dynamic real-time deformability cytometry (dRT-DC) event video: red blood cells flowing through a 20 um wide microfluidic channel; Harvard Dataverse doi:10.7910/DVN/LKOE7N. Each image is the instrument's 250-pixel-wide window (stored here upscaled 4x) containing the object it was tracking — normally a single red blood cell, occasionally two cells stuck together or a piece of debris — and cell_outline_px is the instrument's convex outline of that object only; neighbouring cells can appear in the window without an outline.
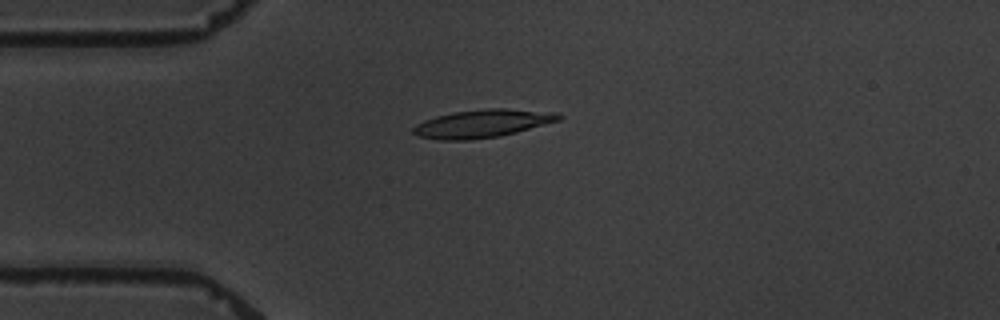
{"species": "common noctule bat (a hibernating species)", "species_latin": "Nyctalus noctula", "temperature_condition": "warm", "stored_images_in_passage": 11, "camera_frame_rate_fps": 3000, "um_per_image_px": 0.085, "animal": {"sex": "male", "body_mass_g": 19.5, "forearm_length_mm": 54.6}, "frame": {"image": 1, "passage_image": 4, "time_ms": 4.333, "image_size_px": [1000, 320], "cell_outline_px": [[564, 116], [560, 120], [516, 132], [500, 136], [468, 140], [440, 140], [420, 136], [412, 132], [412, 128], [416, 124], [424, 120], [436, 116], [452, 112], [488, 108], [504, 108], [560, 112]], "centroid_in_image_um": [41.04, 10.49], "position_along_channel_um": 44.0, "area_um2": 23.87}}
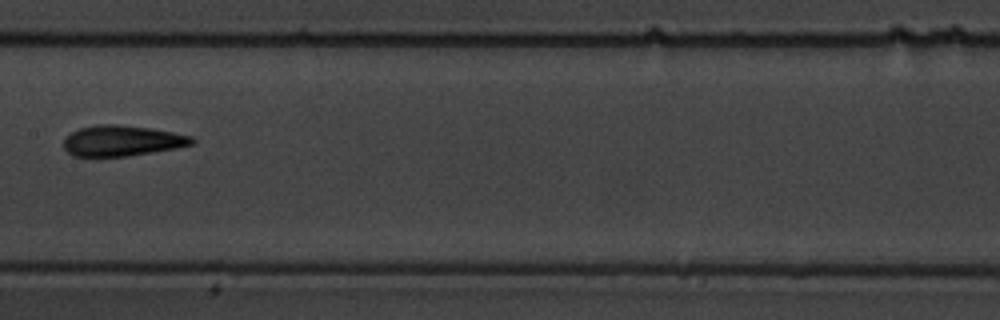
{"frame": {"image": 2, "passage_image": 8, "time_ms": 9.333, "image_size_px": [1000, 320], "cell_outline_px": [[196, 140], [192, 144], [176, 148], [124, 156], [72, 156], [64, 148], [64, 140], [72, 132], [80, 128], [96, 124], [116, 124], [148, 128], [172, 132], [192, 136]], "centroid_in_image_um": [10.36, 11.96], "position_along_channel_um": 197.0, "area_um2": 22.6}}
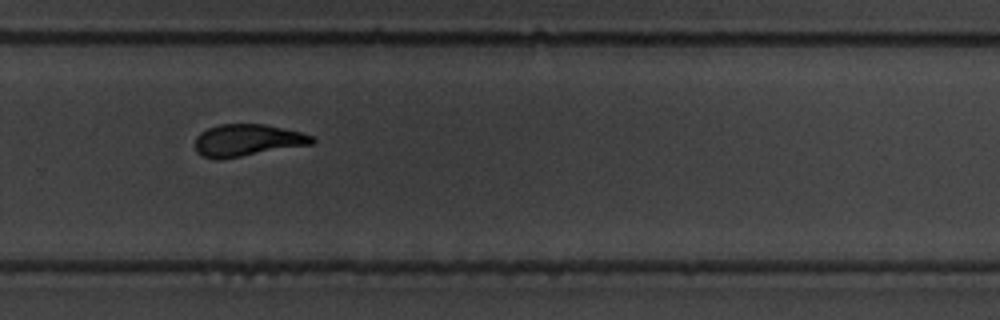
{"frame": {"image": 3, "passage_image": 11, "time_ms": 12.667, "image_size_px": [1000, 320], "cell_outline_px": [[316, 140], [312, 144], [220, 160], [216, 160], [204, 156], [196, 152], [196, 136], [200, 132], [208, 128], [220, 124], [264, 124], [300, 132], [312, 136]], "centroid_in_image_um": [21.0, 11.93], "position_along_channel_um": 308.8, "area_um2": 21.73}}